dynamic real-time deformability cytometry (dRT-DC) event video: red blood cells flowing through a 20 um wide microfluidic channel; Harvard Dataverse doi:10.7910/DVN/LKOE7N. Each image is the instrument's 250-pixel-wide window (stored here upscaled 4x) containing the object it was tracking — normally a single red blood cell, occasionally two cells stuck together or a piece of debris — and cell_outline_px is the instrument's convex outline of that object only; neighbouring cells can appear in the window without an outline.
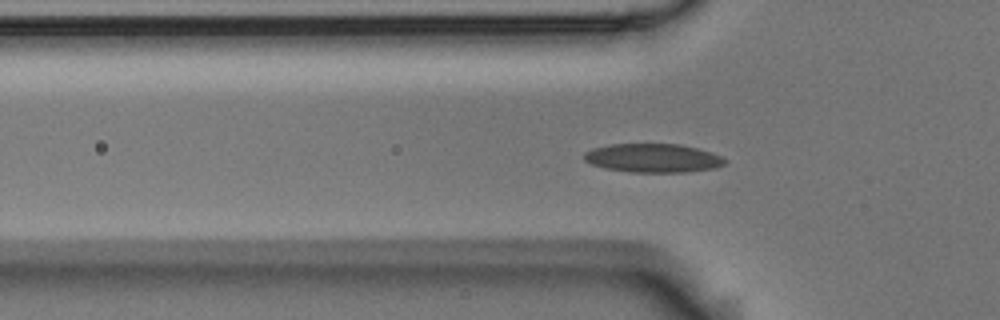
{"species": "Egyptian fruit bat (a non-hibernating species)", "species_latin": "Rousettus aegyptiacus", "temperature_condition": "room temperature", "stored_images_in_passage": 55, "camera_frame_rate_fps": 3000, "um_per_image_px": 0.085, "animal": {"sex": "male"}, "frame": {"image": 1, "passage_image": 17, "time_ms": 5.333, "image_size_px": [1000, 320], "cell_outline_px": [[728, 160], [724, 164], [716, 168], [684, 172], [628, 172], [604, 168], [592, 164], [584, 160], [584, 152], [592, 148], [608, 144], [680, 144], [712, 152]], "centroid_in_image_um": [55.49, 13.43], "position_along_channel_um": 70.3, "area_um2": 23.7}}
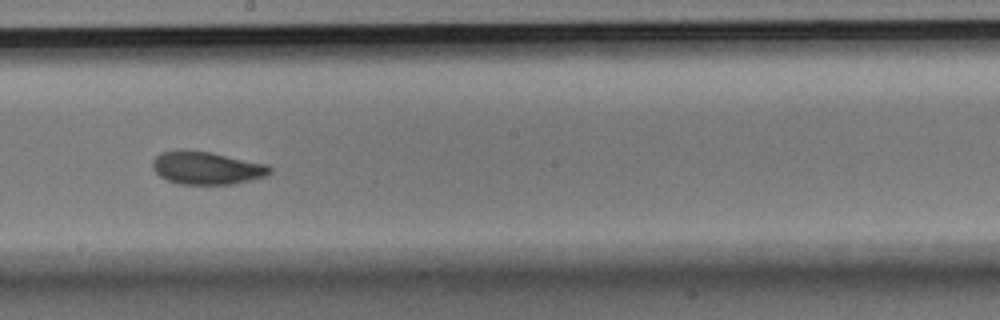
{"frame": {"image": 2, "passage_image": 30, "time_ms": 9.667, "image_size_px": [1000, 320], "cell_outline_px": [[272, 172], [264, 176], [232, 184], [180, 184], [168, 180], [160, 176], [152, 168], [152, 160], [160, 152], [180, 148], [212, 152], [268, 164], [272, 168]], "centroid_in_image_um": [17.53, 14.24], "position_along_channel_um": 230.7, "area_um2": 22.72}}
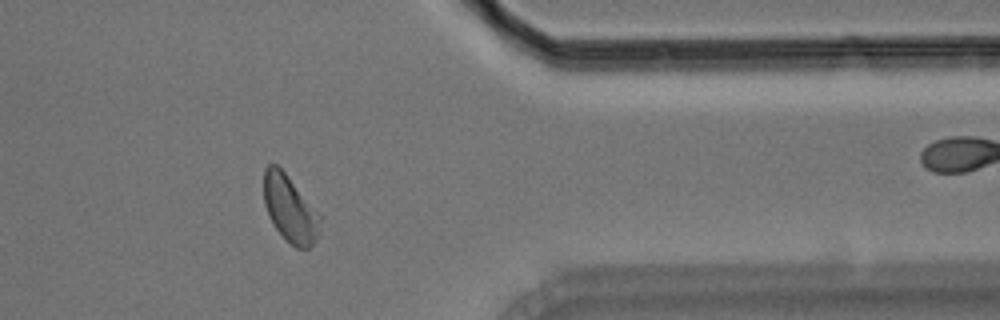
{"frame": {"image": 3, "passage_image": 44, "time_ms": 14.333, "image_size_px": [1000, 320], "cell_outline_px": [[320, 232], [316, 240], [308, 248], [296, 248], [276, 228], [268, 216], [264, 204], [264, 168], [268, 164], [276, 164], [284, 172], [320, 216]], "centroid_in_image_um": [24.62, 17.75], "position_along_channel_um": 386.8, "area_um2": 21.27}, "authors_computed_cell_mechanics": {"area_um2": 22.253, "velocity_mm_per_s": 3.6837, "shape_relaxation_time_tau1_ms": 5.0428, "shape_relaxation_time_tau2_ms": 2.0715, "deformation_change_tau1": 0.1222, "deformation_change_tau2": 0.0656}}